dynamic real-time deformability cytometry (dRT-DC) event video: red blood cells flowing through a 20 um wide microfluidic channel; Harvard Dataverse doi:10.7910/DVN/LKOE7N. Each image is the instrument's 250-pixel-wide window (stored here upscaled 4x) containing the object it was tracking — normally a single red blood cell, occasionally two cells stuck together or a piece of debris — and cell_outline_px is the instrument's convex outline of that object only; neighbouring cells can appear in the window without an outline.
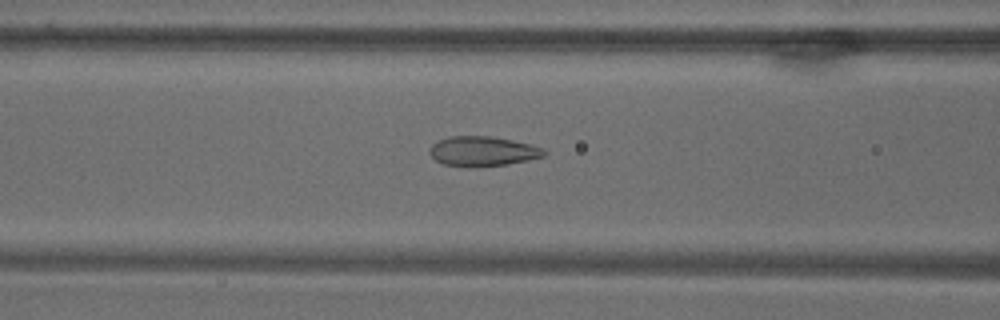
{"species": "common noctule bat (a hibernating species)", "species_latin": "Nyctalus noctula", "temperature_condition": "warm", "stored_images_in_passage": 71, "camera_frame_rate_fps": 3000, "um_per_image_px": 0.085, "animal": {"sex": "male", "body_mass_g": 18.8}, "frame": {"image": 1, "passage_image": 30, "time_ms": 9.667, "image_size_px": [1000, 320], "cell_outline_px": [[548, 152], [544, 156], [528, 160], [508, 164], [476, 168], [468, 168], [444, 164], [436, 160], [428, 152], [428, 148], [432, 144], [448, 136], [492, 136], [532, 144], [544, 148]], "centroid_in_image_um": [41.04, 12.87], "position_along_channel_um": 125.6, "area_um2": 20.29}}
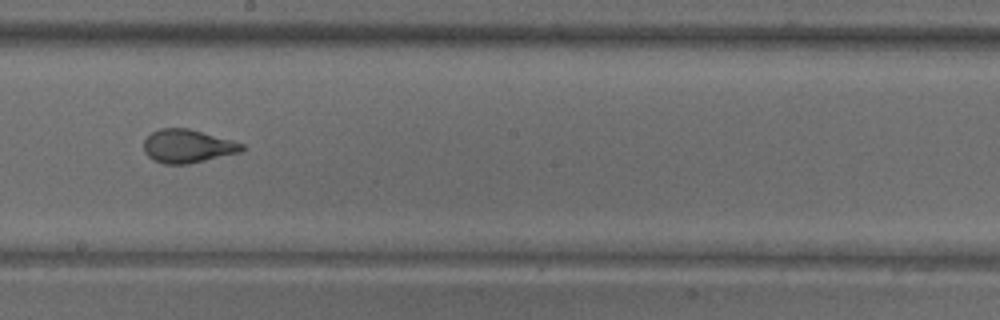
{"frame": {"image": 2, "passage_image": 41, "time_ms": 13.333, "image_size_px": [1000, 320], "cell_outline_px": [[244, 148], [240, 152], [188, 164], [164, 164], [152, 160], [144, 152], [144, 140], [152, 132], [160, 128], [188, 128], [232, 140], [244, 144]], "centroid_in_image_um": [15.92, 12.42], "position_along_channel_um": 232.3, "area_um2": 19.02}}
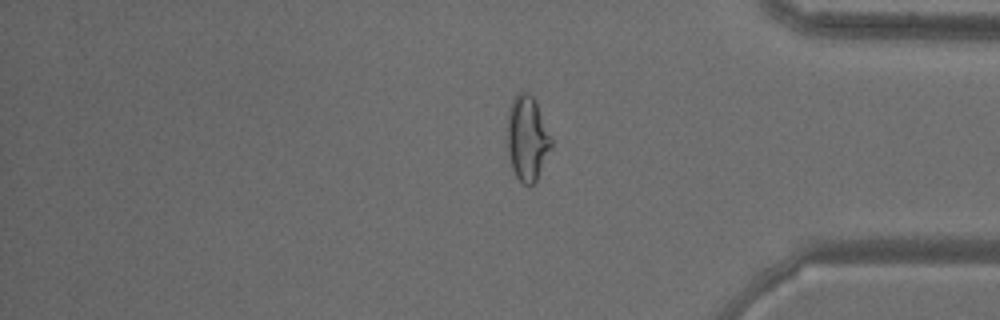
{"frame": {"image": 3, "passage_image": 59, "time_ms": 19.333, "image_size_px": [1000, 320], "cell_outline_px": [[552, 144], [536, 180], [532, 184], [524, 184], [516, 176], [512, 168], [508, 156], [508, 108], [512, 100], [520, 92], [528, 92], [536, 100], [552, 140]], "centroid_in_image_um": [44.8, 11.72], "position_along_channel_um": 390.4, "area_um2": 21.39}}